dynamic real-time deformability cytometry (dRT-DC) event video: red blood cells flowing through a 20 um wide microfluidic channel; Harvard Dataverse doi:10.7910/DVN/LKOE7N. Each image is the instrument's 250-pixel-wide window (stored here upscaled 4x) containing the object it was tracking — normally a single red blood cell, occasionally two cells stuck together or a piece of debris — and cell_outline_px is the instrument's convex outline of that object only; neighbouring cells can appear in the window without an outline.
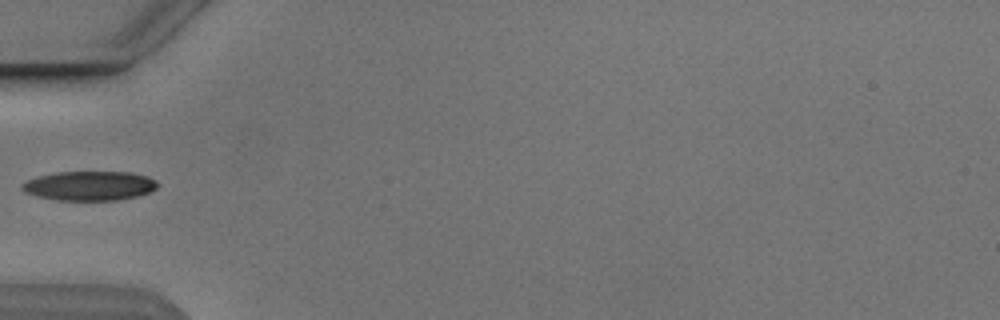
{"species": "Egyptian fruit bat (a non-hibernating species)", "species_latin": "Rousettus aegyptiacus", "temperature_condition": "cold", "stored_images_in_passage": 7, "camera_frame_rate_fps": 3000, "um_per_image_px": 0.085, "animal": {"sex": "male"}, "frame": {"image": 1, "passage_image": 6, "time_ms": 6.0, "image_size_px": [1000, 320], "cell_outline_px": [[156, 188], [148, 192], [136, 196], [120, 200], [56, 200], [36, 196], [24, 192], [20, 188], [20, 184], [36, 176], [56, 172], [128, 172], [148, 176], [156, 180]], "centroid_in_image_um": [7.55, 15.79], "position_along_channel_um": 77.4, "area_um2": 23.24}}
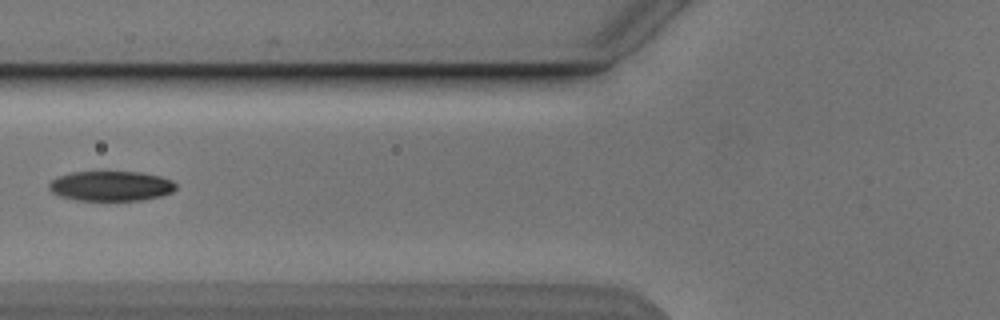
{"frame": {"image": 2, "passage_image": 7, "time_ms": 7.0, "image_size_px": [1000, 320], "cell_outline_px": [[176, 188], [172, 192], [160, 196], [140, 200], [76, 200], [60, 196], [52, 192], [48, 188], [48, 184], [52, 180], [60, 176], [72, 172], [140, 172], [160, 176], [172, 180], [176, 184]], "centroid_in_image_um": [9.43, 15.81], "position_along_channel_um": 116.4, "area_um2": 22.02}}